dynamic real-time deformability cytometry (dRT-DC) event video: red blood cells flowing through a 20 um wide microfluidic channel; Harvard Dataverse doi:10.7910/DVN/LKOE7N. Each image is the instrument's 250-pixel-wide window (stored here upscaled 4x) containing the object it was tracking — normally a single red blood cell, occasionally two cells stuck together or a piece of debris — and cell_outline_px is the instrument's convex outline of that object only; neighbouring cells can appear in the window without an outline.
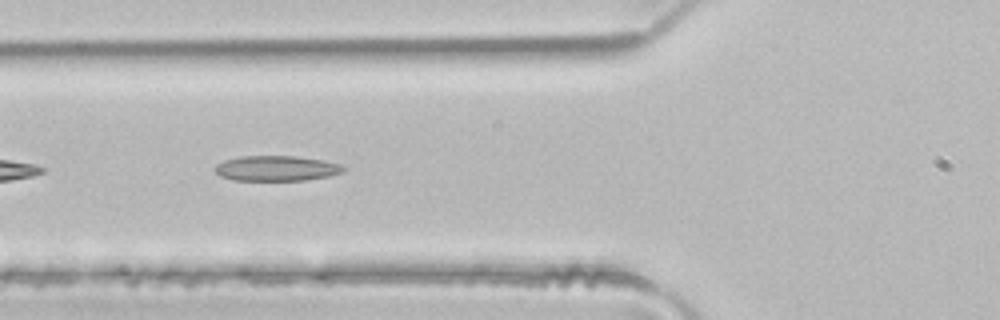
{"species": "common noctule bat (a hibernating species)", "species_latin": "Nyctalus noctula", "temperature_condition": "room temperature", "stored_images_in_passage": 7, "camera_frame_rate_fps": 3000, "um_per_image_px": 0.085, "animal": {"sex": "male", "body_mass_g": 21.5, "forearm_length_mm": 52.0}, "frame": {"image": 1, "passage_image": 3, "time_ms": 0.667, "image_size_px": [1000, 320], "cell_outline_px": [[344, 172], [328, 176], [304, 180], [232, 180], [220, 176], [216, 172], [216, 164], [224, 160], [240, 156], [296, 156], [320, 160], [340, 164], [344, 168]], "centroid_in_image_um": [23.47, 14.31], "position_along_channel_um": 102.3, "area_um2": 18.73}}